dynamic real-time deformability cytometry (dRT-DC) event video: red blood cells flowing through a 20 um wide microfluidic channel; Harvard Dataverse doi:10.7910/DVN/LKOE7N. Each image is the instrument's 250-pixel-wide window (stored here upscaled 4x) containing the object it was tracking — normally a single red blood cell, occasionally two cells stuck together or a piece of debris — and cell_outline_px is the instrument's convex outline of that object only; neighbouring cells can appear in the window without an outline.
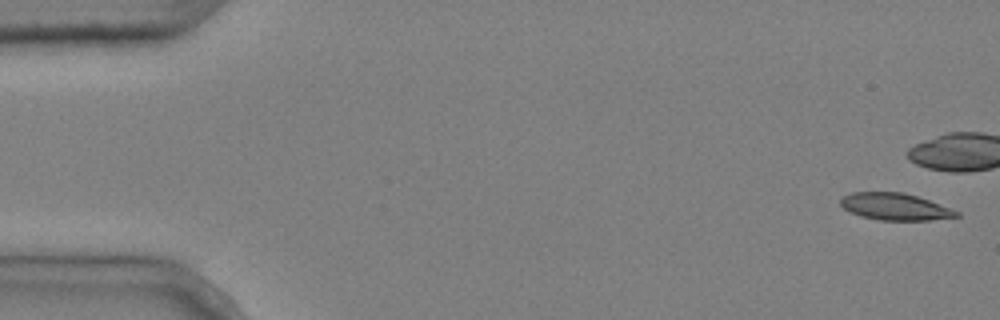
{"species": "common noctule bat (a hibernating species)", "species_latin": "Nyctalus noctula", "temperature_condition": "cold", "stored_images_in_passage": 6, "camera_frame_rate_fps": 3000, "um_per_image_px": 0.085, "animal": {"sex": "male", "body_mass_g": 20.4}, "frame": {"image": 1, "passage_image": 1, "time_ms": 0.0, "image_size_px": [1000, 320], "cell_outline_px": [[960, 216], [928, 220], [880, 220], [860, 216], [844, 208], [840, 204], [840, 200], [844, 196], [852, 192], [904, 192], [928, 200], [960, 212]], "centroid_in_image_um": [76.07, 17.56], "position_along_channel_um": 8.9, "area_um2": 17.98}}